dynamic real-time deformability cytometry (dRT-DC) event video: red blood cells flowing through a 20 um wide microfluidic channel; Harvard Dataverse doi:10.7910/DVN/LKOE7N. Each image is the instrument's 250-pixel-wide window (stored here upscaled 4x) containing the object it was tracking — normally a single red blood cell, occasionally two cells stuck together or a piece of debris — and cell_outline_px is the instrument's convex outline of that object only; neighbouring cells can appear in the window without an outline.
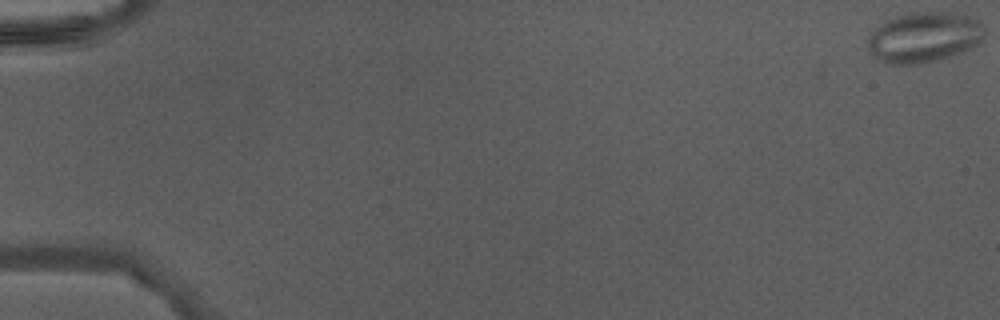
{"species": "Egyptian fruit bat (a non-hibernating species)", "species_latin": "Rousettus aegyptiacus", "temperature_condition": "warm", "stored_images_in_passage": 48, "camera_frame_rate_fps": 3000, "um_per_image_px": 0.085, "animal": {"sex": "male"}, "frame": {"image": 1, "passage_image": 1, "time_ms": 0.0, "image_size_px": [1000, 320], "cell_outline_px": [[984, 36], [980, 44], [964, 52], [936, 60], [920, 64], [888, 64], [880, 60], [868, 52], [868, 36], [880, 24], [896, 16], [916, 12], [948, 12], [972, 16], [980, 20], [984, 28]], "centroid_in_image_um": [78.58, 3.17], "position_along_channel_um": 6.4, "area_um2": 34.56}}
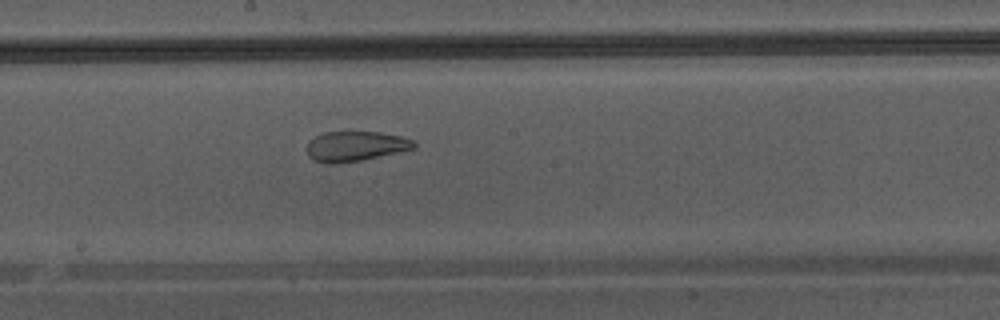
{"frame": {"image": 2, "passage_image": 28, "time_ms": 9.0, "image_size_px": [1000, 320], "cell_outline_px": [[416, 148], [360, 160], [336, 164], [324, 164], [312, 160], [308, 156], [308, 144], [316, 136], [324, 132], [380, 132], [400, 136], [412, 140], [416, 144]], "centroid_in_image_um": [30.19, 12.44], "position_along_channel_um": 218.0, "area_um2": 18.55}}
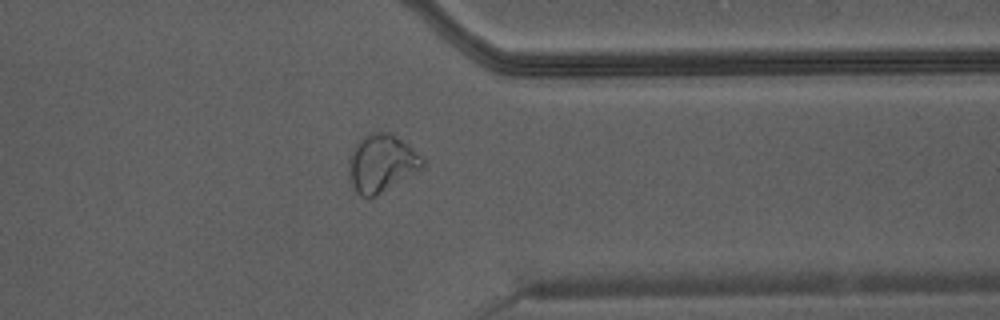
{"frame": {"image": 3, "passage_image": 39, "time_ms": 12.667, "image_size_px": [1000, 320], "cell_outline_px": [[424, 168], [376, 196], [360, 196], [352, 188], [348, 168], [348, 164], [352, 148], [368, 132], [388, 132], [396, 136], [412, 148], [424, 160]], "centroid_in_image_um": [32.42, 13.88], "position_along_channel_um": 379.0, "area_um2": 24.74}}